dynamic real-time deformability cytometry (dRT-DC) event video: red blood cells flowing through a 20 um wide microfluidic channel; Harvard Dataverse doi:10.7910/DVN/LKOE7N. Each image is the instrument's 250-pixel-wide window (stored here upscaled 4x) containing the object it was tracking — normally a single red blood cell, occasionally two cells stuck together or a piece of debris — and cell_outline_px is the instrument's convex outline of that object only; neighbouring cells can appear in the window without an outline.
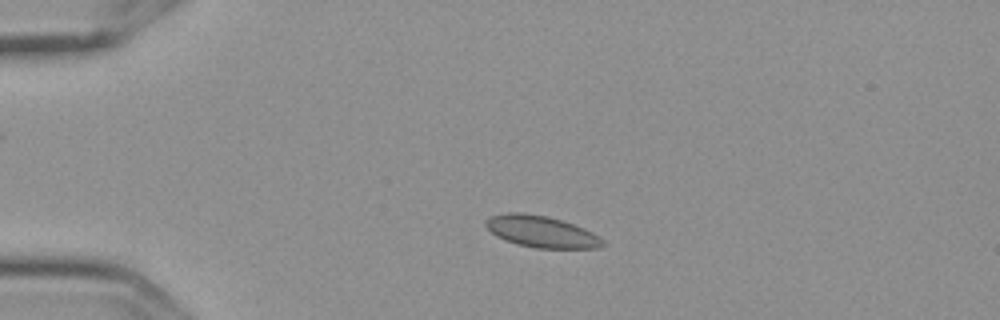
{"species": "Egyptian fruit bat (a non-hibernating species)", "species_latin": "Rousettus aegyptiacus", "temperature_condition": "cold", "stored_images_in_passage": 2, "camera_frame_rate_fps": 3000, "um_per_image_px": 0.085, "frame": {"image": 1, "passage_image": 1, "time_ms": 0.0, "image_size_px": [1000, 320], "cell_outline_px": [[604, 244], [600, 248], [536, 248], [516, 244], [504, 240], [496, 236], [484, 224], [484, 220], [492, 216], [508, 212], [520, 212], [548, 216], [584, 228], [592, 232], [604, 240]], "centroid_in_image_um": [46.0, 19.69], "position_along_channel_um": 39.0, "area_um2": 21.5}}